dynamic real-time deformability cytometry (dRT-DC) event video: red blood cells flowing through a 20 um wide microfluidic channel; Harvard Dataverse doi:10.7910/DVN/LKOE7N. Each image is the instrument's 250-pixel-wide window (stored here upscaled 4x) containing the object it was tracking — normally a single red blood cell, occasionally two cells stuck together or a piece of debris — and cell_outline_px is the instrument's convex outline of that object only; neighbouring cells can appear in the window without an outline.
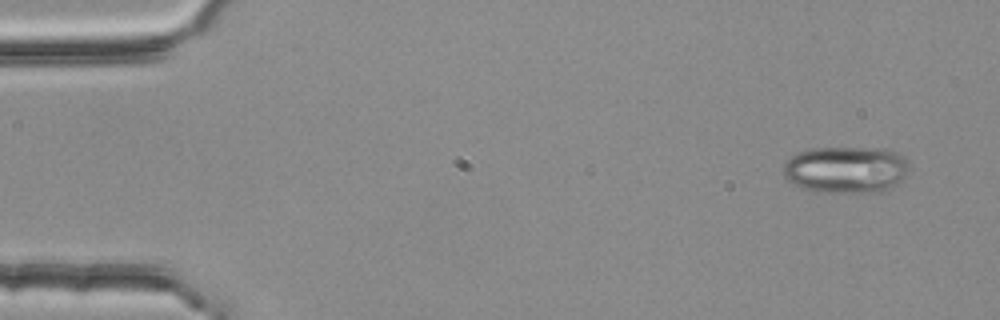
{"species": "common noctule bat (a hibernating species)", "species_latin": "Nyctalus noctula", "temperature_condition": "room temperature", "stored_images_in_passage": 3, "camera_frame_rate_fps": 3000, "um_per_image_px": 0.085, "animal": {"sex": "female", "body_mass_g": 25.1}, "frame": {"image": 1, "passage_image": 1, "time_ms": 0.0, "image_size_px": [1000, 320], "cell_outline_px": [[908, 168], [904, 180], [888, 192], [820, 192], [800, 188], [792, 184], [784, 176], [784, 164], [796, 152], [812, 148], [884, 148], [896, 152], [904, 156], [908, 160]], "centroid_in_image_um": [71.95, 14.43], "position_along_channel_um": 13.0, "area_um2": 34.97}}